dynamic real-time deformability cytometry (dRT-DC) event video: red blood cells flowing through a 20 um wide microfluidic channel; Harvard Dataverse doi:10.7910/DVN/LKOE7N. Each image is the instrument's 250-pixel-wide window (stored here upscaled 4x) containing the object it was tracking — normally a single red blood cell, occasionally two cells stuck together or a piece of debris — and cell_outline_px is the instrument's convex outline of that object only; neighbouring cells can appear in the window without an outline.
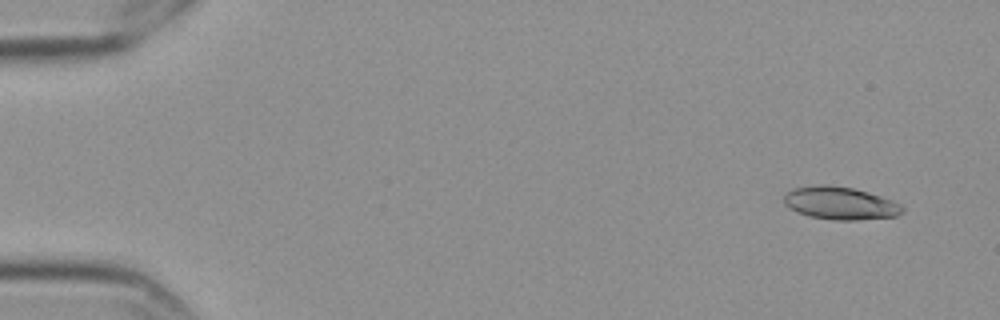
{"species": "Egyptian fruit bat (a non-hibernating species)", "species_latin": "Rousettus aegyptiacus", "temperature_condition": "cold", "stored_images_in_passage": 57, "camera_frame_rate_fps": 3000, "um_per_image_px": 0.085, "frame": {"image": 1, "passage_image": 4, "time_ms": 1.0, "image_size_px": [1000, 320], "cell_outline_px": [[904, 212], [896, 216], [856, 220], [832, 220], [808, 216], [788, 208], [784, 204], [784, 196], [792, 188], [820, 184], [828, 184], [852, 188], [868, 192], [892, 200], [900, 204], [904, 208]], "centroid_in_image_um": [71.4, 17.27], "position_along_channel_um": 13.6, "area_um2": 22.72}}
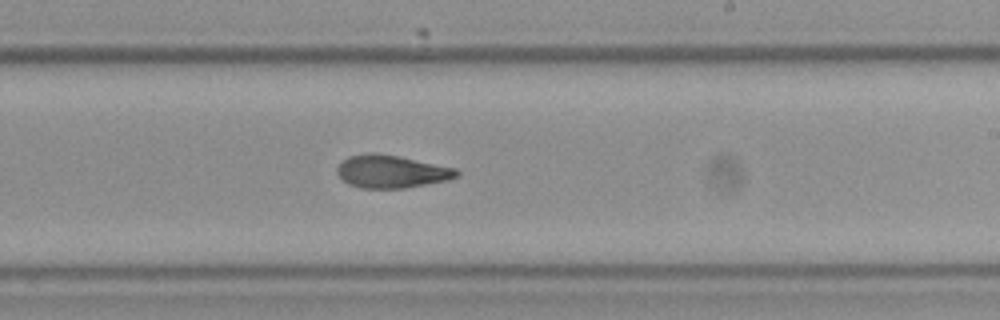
{"frame": {"image": 2, "passage_image": 35, "time_ms": 11.333, "image_size_px": [1000, 320], "cell_outline_px": [[460, 172], [456, 176], [448, 180], [404, 188], [360, 188], [348, 184], [336, 172], [336, 168], [348, 156], [372, 152], [376, 152], [456, 168]], "centroid_in_image_um": [33.25, 14.58], "position_along_channel_um": 255.8, "area_um2": 22.6}}
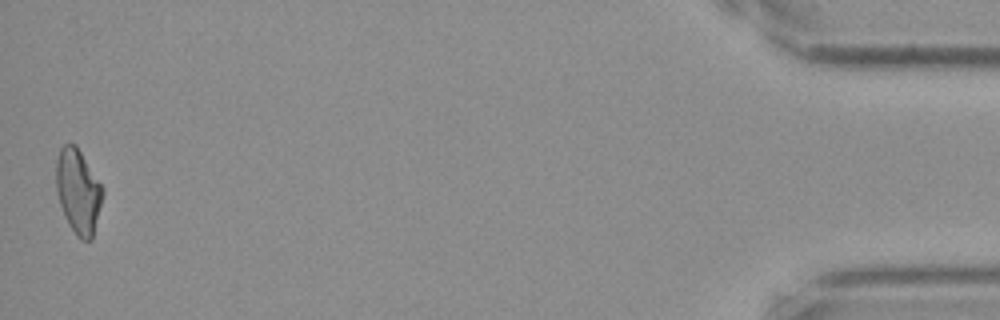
{"frame": {"image": 3, "passage_image": 57, "time_ms": 18.667, "image_size_px": [1000, 320], "cell_outline_px": [[104, 192], [92, 240], [80, 240], [76, 236], [68, 224], [60, 204], [56, 188], [56, 160], [60, 148], [64, 144], [76, 144], [104, 188]], "centroid_in_image_um": [6.65, 16.27], "position_along_channel_um": 428.6, "area_um2": 23.0}, "authors_computed_cell_mechanics": {"area_um2": 22.6576, "velocity_mm_per_s": 3.5603, "shape_relaxation_time_tau1_ms": null, "shape_relaxation_time_tau2_ms": 3.8087, "deformation_change_tau1": null, "deformation_change_tau2": 0.1154}}